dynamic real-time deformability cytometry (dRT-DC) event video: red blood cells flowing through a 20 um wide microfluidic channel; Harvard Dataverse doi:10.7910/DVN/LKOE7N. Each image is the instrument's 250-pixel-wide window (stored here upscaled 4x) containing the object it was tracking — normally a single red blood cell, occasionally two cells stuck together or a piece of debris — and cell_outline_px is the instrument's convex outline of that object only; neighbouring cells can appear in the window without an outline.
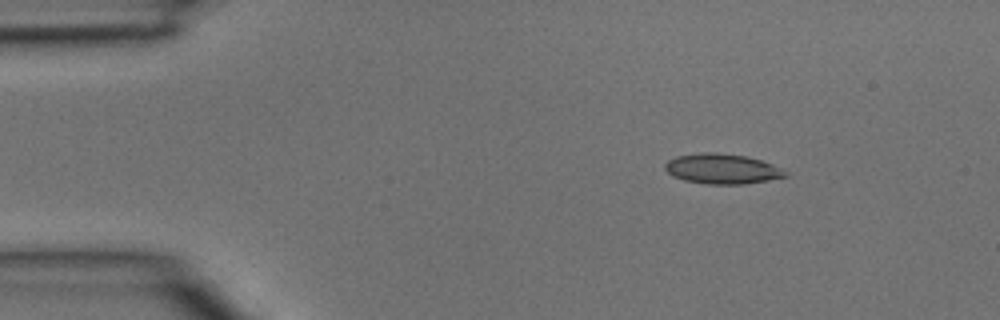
{"species": "common noctule bat (a hibernating species)", "species_latin": "Nyctalus noctula", "temperature_condition": "room temperature", "stored_images_in_passage": 4, "camera_frame_rate_fps": 3000, "um_per_image_px": 0.085, "animal": {"sex": "male", "body_mass_g": 15.6}, "frame": {"image": 1, "passage_image": 1, "time_ms": 0.0, "image_size_px": [1000, 320], "cell_outline_px": [[788, 176], [768, 180], [744, 184], [708, 184], [684, 180], [672, 176], [664, 168], [664, 164], [668, 160], [676, 156], [704, 152], [716, 152], [748, 156], [772, 164], [788, 172]], "centroid_in_image_um": [61.37, 14.35], "position_along_channel_um": 23.6, "area_um2": 21.15}}